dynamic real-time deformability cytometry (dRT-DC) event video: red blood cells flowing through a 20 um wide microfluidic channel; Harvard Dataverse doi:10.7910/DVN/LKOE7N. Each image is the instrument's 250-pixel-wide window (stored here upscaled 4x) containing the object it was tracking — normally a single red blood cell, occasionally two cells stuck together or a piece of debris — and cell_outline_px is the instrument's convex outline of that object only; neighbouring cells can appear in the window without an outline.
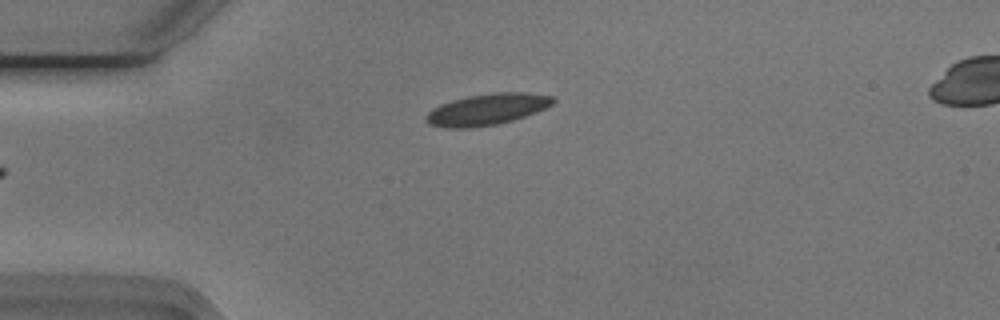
{"species": "Egyptian fruit bat (a non-hibernating species)", "species_latin": "Rousettus aegyptiacus", "temperature_condition": "cold", "stored_images_in_passage": 37, "camera_frame_rate_fps": 3000, "um_per_image_px": 0.085, "animal": {"sex": "male"}, "frame": {"image": 1, "passage_image": 1, "time_ms": 0.0, "image_size_px": [1000, 320], "cell_outline_px": [[556, 100], [552, 104], [536, 112], [512, 120], [496, 124], [468, 128], [444, 128], [428, 124], [424, 116], [432, 108], [440, 104], [452, 100], [468, 96], [496, 92], [524, 92], [552, 96]], "centroid_in_image_um": [41.35, 9.3], "position_along_channel_um": 43.6, "area_um2": 23.12}}
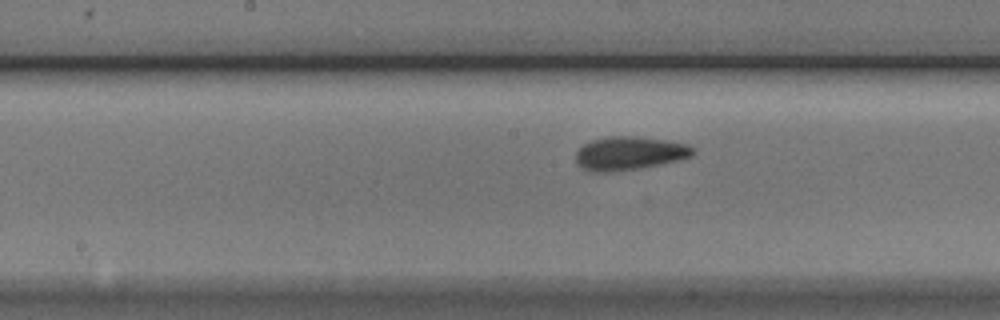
{"frame": {"image": 2, "passage_image": 15, "time_ms": 4.667, "image_size_px": [1000, 320], "cell_outline_px": [[696, 152], [692, 156], [676, 160], [636, 168], [604, 172], [592, 172], [576, 164], [576, 152], [584, 144], [592, 140], [608, 136], [632, 136], [664, 140], [688, 144], [696, 148]], "centroid_in_image_um": [53.49, 13.01], "position_along_channel_um": 194.7, "area_um2": 22.48}}
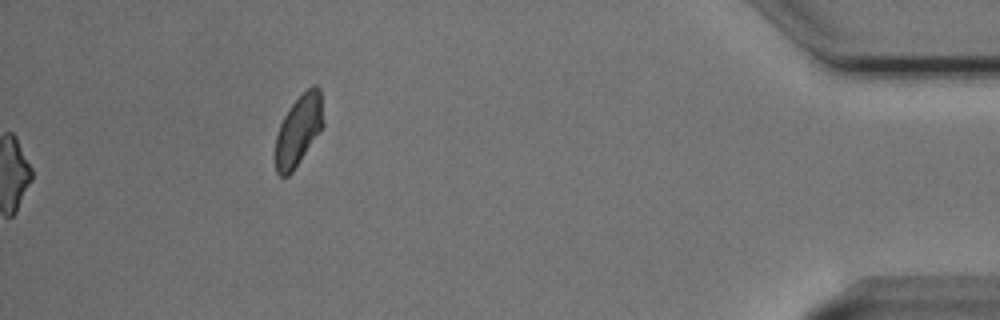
{"frame": {"image": 3, "passage_image": 37, "time_ms": 12.0, "image_size_px": [1000, 320], "cell_outline_px": [[324, 124], [292, 172], [288, 176], [280, 176], [276, 172], [276, 136], [280, 124], [284, 116], [292, 104], [312, 84], [316, 84], [320, 88]], "centroid_in_image_um": [25.38, 11.04], "position_along_channel_um": 409.8, "area_um2": 19.31}, "authors_computed_cell_mechanics": {"area_um2": 21.2704, "velocity_mm_per_s": 3.7263, "shape_relaxation_time_tau1_ms": 3.8118, "shape_relaxation_time_tau2_ms": 2.3224, "deformation_change_tau1": 0.0924, "deformation_change_tau2": 0.0587}}